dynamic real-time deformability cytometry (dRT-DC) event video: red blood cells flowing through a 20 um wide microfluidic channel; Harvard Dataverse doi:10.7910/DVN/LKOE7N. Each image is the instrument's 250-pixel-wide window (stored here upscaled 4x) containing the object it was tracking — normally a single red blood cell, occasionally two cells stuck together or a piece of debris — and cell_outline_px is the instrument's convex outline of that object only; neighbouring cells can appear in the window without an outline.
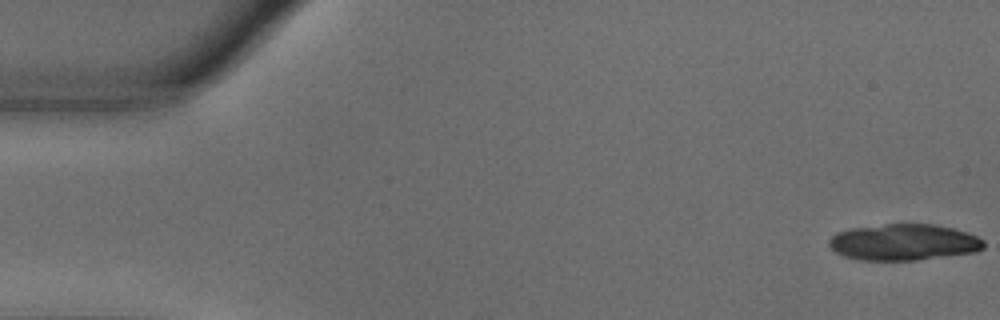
{"species": "common noctule bat (a hibernating species)", "species_latin": "Nyctalus noctula", "temperature_condition": "warm", "stored_images_in_passage": 15, "camera_frame_rate_fps": 3000, "um_per_image_px": 0.085, "animal": {"sex": "male", "body_mass_g": 18.8}, "frame": {"image": 1, "passage_image": 1, "time_ms": 0.0, "image_size_px": [1000, 320], "cell_outline_px": [[984, 248], [976, 252], [916, 260], [860, 260], [844, 256], [836, 252], [828, 244], [828, 240], [836, 232], [852, 228], [884, 224], [936, 224], [952, 228], [976, 236], [984, 240]], "centroid_in_image_um": [76.8, 20.59], "position_along_channel_um": 8.2, "area_um2": 32.71}}